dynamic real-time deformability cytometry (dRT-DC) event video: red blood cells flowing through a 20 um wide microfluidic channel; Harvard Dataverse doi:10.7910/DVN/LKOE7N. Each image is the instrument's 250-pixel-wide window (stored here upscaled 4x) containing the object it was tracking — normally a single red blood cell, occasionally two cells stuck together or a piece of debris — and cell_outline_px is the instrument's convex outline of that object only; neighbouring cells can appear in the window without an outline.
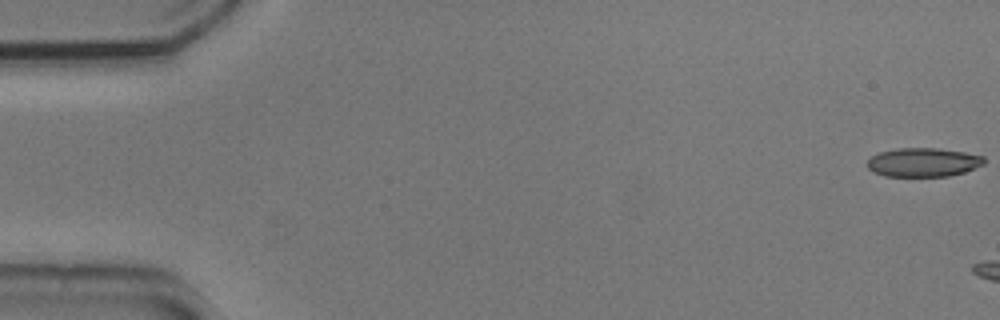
{"species": "common noctule bat (a hibernating species)", "species_latin": "Nyctalus noctula", "temperature_condition": "cold", "stored_images_in_passage": 5, "camera_frame_rate_fps": 3000, "um_per_image_px": 0.085, "animal": {"sex": "male", "body_mass_g": 20.5, "forearm_length_mm": 52.5}, "frame": {"image": 1, "passage_image": 1, "time_ms": 0.0, "image_size_px": [1000, 320], "cell_outline_px": [[984, 164], [964, 172], [948, 176], [884, 176], [868, 168], [868, 160], [872, 156], [880, 152], [896, 148], [936, 148], [964, 152], [984, 156]], "centroid_in_image_um": [78.48, 13.79], "position_along_channel_um": 6.5, "area_um2": 19.48}}